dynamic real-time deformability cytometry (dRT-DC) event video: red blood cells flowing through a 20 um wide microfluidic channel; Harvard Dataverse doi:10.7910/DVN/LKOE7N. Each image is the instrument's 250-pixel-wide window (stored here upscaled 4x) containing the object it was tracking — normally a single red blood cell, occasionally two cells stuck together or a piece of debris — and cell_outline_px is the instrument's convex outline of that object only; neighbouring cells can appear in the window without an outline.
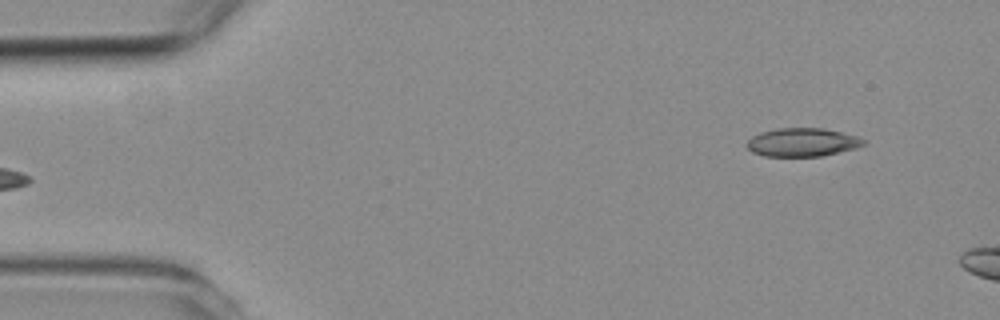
{"species": "common noctule bat (a hibernating species)", "species_latin": "Nyctalus noctula", "temperature_condition": "room temperature", "stored_images_in_passage": 5, "camera_frame_rate_fps": 3000, "um_per_image_px": 0.085, "animal": {"sex": "female", "body_mass_g": 19.3, "forearm_length_mm": 54.1}, "frame": {"image": 1, "passage_image": 5, "time_ms": 4.667, "image_size_px": [1000, 320], "cell_outline_px": [[868, 144], [856, 148], [820, 156], [764, 156], [752, 152], [744, 144], [752, 136], [760, 132], [776, 128], [824, 128], [856, 136], [868, 140]], "centroid_in_image_um": [68.2, 12.09], "position_along_channel_um": 16.8, "area_um2": 19.48}}